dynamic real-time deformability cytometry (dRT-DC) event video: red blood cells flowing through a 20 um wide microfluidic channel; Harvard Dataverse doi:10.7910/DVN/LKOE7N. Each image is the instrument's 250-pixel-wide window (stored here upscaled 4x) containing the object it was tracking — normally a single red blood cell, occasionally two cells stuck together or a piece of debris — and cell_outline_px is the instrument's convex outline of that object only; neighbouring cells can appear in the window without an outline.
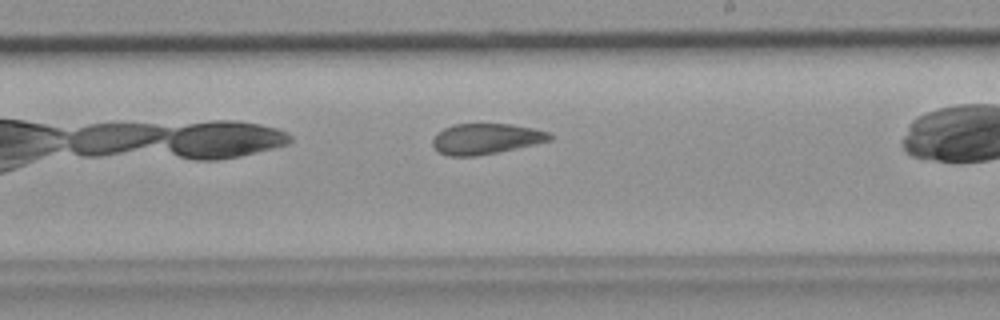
{"species": "common noctule bat (a hibernating species)", "species_latin": "Nyctalus noctula", "temperature_condition": "room temperature", "stored_images_in_passage": 24, "camera_frame_rate_fps": 3000, "um_per_image_px": 0.085, "animal": {"sex": "female", "body_mass_g": 19.9}, "frame": {"image": 1, "passage_image": 14, "time_ms": 4.333, "image_size_px": [1000, 320], "cell_outline_px": [[552, 140], [516, 148], [476, 156], [448, 156], [440, 152], [432, 144], [432, 140], [436, 132], [452, 124], [512, 124], [532, 128], [548, 132], [552, 136]], "centroid_in_image_um": [41.27, 11.79], "position_along_channel_um": 247.7, "area_um2": 20.81}}